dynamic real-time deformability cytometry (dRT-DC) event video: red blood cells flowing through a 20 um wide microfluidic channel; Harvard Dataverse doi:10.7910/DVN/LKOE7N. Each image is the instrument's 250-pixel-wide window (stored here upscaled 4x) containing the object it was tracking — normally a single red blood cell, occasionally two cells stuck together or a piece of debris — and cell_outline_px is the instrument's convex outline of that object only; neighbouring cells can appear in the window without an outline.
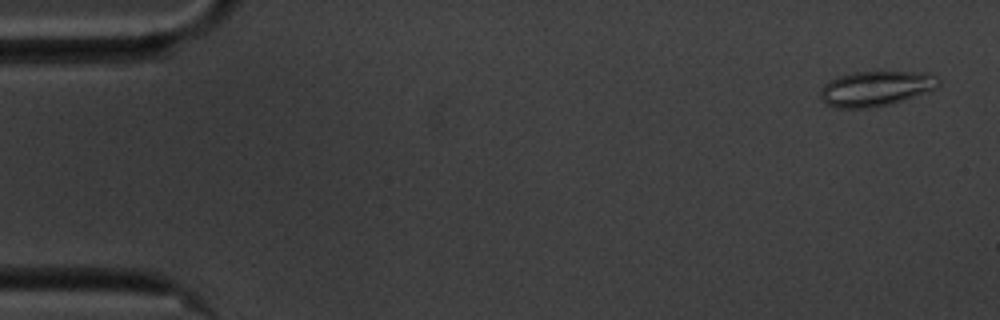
{"species": "common noctule bat (a hibernating species)", "species_latin": "Nyctalus noctula", "temperature_condition": "cold", "stored_images_in_passage": 57, "camera_frame_rate_fps": 3000, "um_per_image_px": 0.085, "animal": {"sex": "male", "body_mass_g": 20.1, "forearm_length_mm": 53.5}, "frame": {"image": 1, "passage_image": 2, "time_ms": 0.333, "image_size_px": [1000, 320], "cell_outline_px": [[940, 84], [936, 88], [904, 100], [892, 104], [868, 108], [836, 108], [820, 100], [820, 92], [824, 84], [840, 76], [856, 72], [928, 72], [940, 80]], "centroid_in_image_um": [74.45, 7.53], "position_along_channel_um": 10.5, "area_um2": 24.04}}
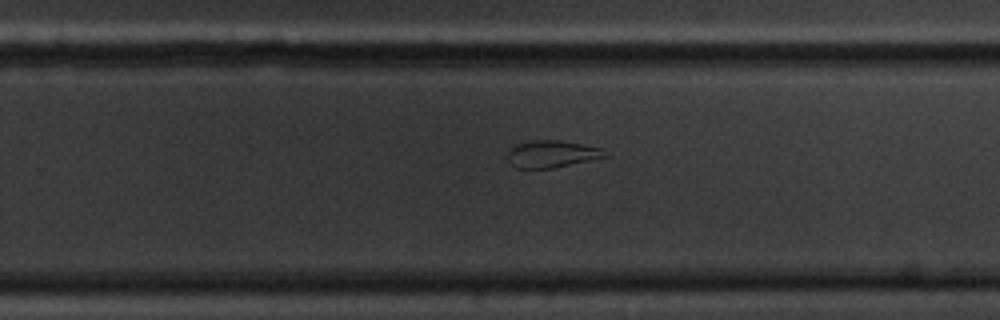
{"frame": {"image": 2, "passage_image": 36, "time_ms": 11.667, "image_size_px": [1000, 320], "cell_outline_px": [[612, 156], [552, 168], [516, 168], [508, 160], [508, 152], [512, 144], [532, 140], [560, 140], [600, 148]], "centroid_in_image_um": [46.9, 13.08], "position_along_channel_um": 282.9, "area_um2": 15.49}}
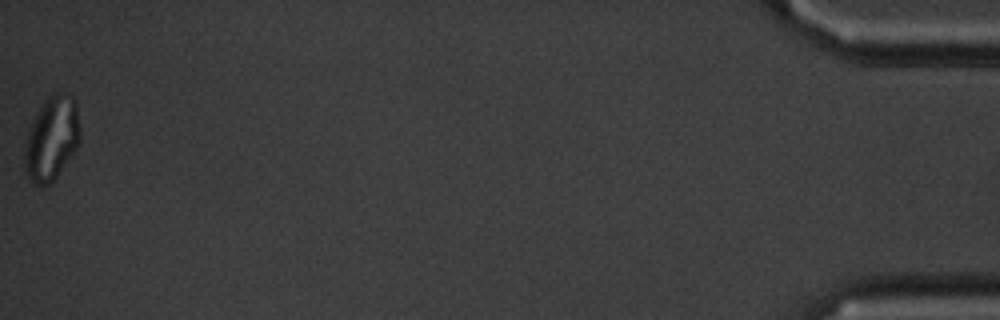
{"frame": {"image": 3, "passage_image": 57, "time_ms": 18.667, "image_size_px": [1000, 320], "cell_outline_px": [[80, 144], [56, 176], [48, 184], [40, 188], [32, 184], [28, 180], [24, 172], [24, 152], [28, 132], [44, 100], [52, 92], [68, 92], [76, 100], [80, 124]], "centroid_in_image_um": [4.4, 11.77], "position_along_channel_um": 430.8, "area_um2": 27.51}, "authors_computed_cell_mechanics": {"area_um2": 22.0218, "velocity_mm_per_s": 3.481, "shape_relaxation_time_tau1_ms": null, "shape_relaxation_time_tau2_ms": 2.5692, "deformation_change_tau1": null, "deformation_change_tau2": 0.0983}}